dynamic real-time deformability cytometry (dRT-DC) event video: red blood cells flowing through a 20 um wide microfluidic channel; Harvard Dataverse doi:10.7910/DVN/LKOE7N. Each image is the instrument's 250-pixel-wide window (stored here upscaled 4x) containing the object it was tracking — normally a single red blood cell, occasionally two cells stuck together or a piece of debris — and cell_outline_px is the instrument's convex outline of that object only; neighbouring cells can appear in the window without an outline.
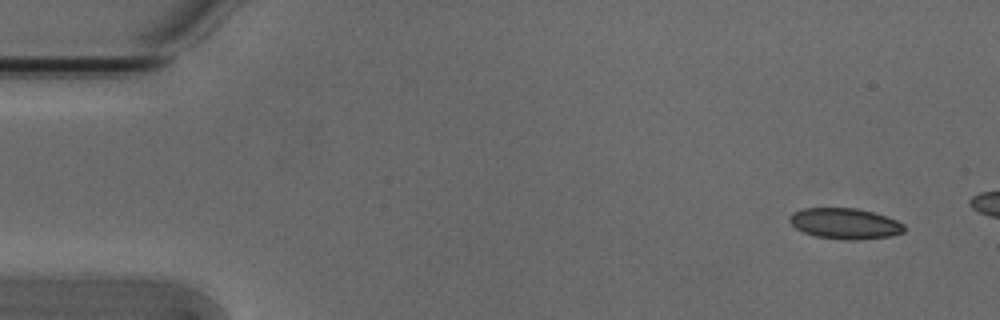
{"species": "Egyptian fruit bat (a non-hibernating species)", "species_latin": "Rousettus aegyptiacus", "temperature_condition": "cold", "stored_images_in_passage": 3, "camera_frame_rate_fps": 3000, "um_per_image_px": 0.085, "animal": {"sex": "male"}, "frame": {"image": 1, "passage_image": 1, "time_ms": 0.0, "image_size_px": [1000, 320], "cell_outline_px": [[904, 232], [892, 236], [860, 240], [844, 240], [816, 236], [804, 232], [796, 228], [788, 220], [788, 216], [792, 212], [804, 208], [856, 208], [872, 212], [896, 220], [904, 224]], "centroid_in_image_um": [71.81, 19.01], "position_along_channel_um": 13.2, "area_um2": 20.63}}